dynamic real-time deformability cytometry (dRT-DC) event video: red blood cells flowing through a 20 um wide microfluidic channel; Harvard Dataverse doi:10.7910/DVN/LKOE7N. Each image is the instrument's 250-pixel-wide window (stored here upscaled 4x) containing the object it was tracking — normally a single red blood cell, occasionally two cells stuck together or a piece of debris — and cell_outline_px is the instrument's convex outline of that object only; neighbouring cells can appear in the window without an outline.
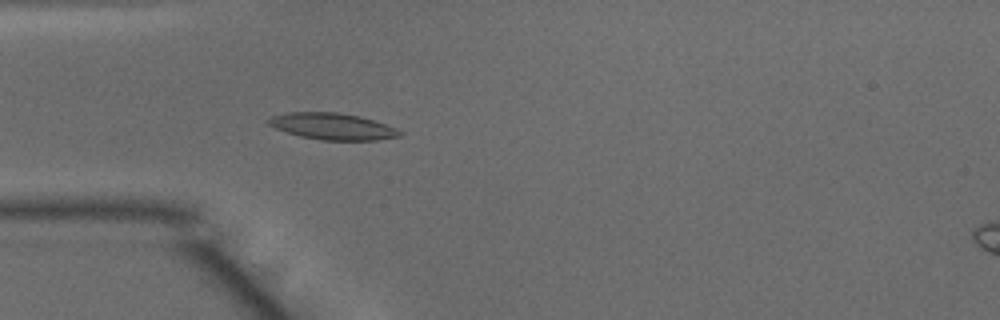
{"species": "common noctule bat (a hibernating species)", "species_latin": "Nyctalus noctula", "temperature_condition": "warm", "stored_images_in_passage": 24, "camera_frame_rate_fps": 3000, "um_per_image_px": 0.085, "animal": {"sex": "male", "body_mass_g": 15.6}, "frame": {"image": 1, "passage_image": 3, "time_ms": 0.667, "image_size_px": [1000, 320], "cell_outline_px": [[404, 132], [400, 136], [376, 140], [320, 140], [300, 136], [276, 128], [268, 124], [264, 120], [272, 116], [288, 112], [336, 112], [360, 116], [396, 128]], "centroid_in_image_um": [28.25, 10.74], "position_along_channel_um": 56.8, "area_um2": 20.23}}
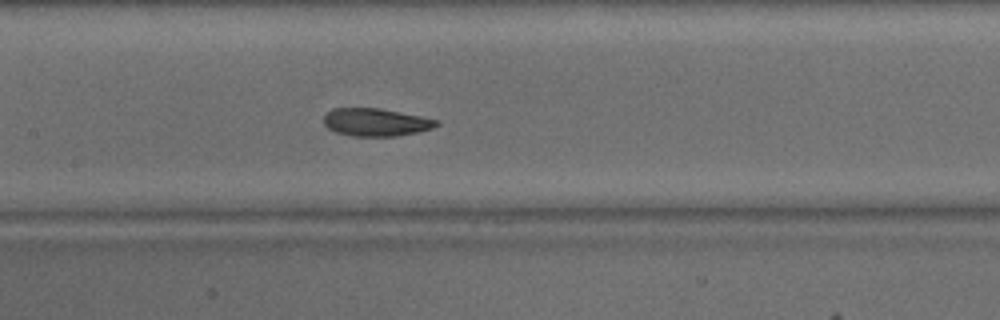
{"frame": {"image": 2, "passage_image": 12, "time_ms": 3.667, "image_size_px": [1000, 320], "cell_outline_px": [[440, 124], [432, 128], [420, 132], [396, 136], [352, 136], [336, 132], [328, 128], [324, 124], [324, 116], [332, 108], [380, 108], [440, 120]], "centroid_in_image_um": [31.97, 10.39], "position_along_channel_um": 175.4, "area_um2": 18.32}}
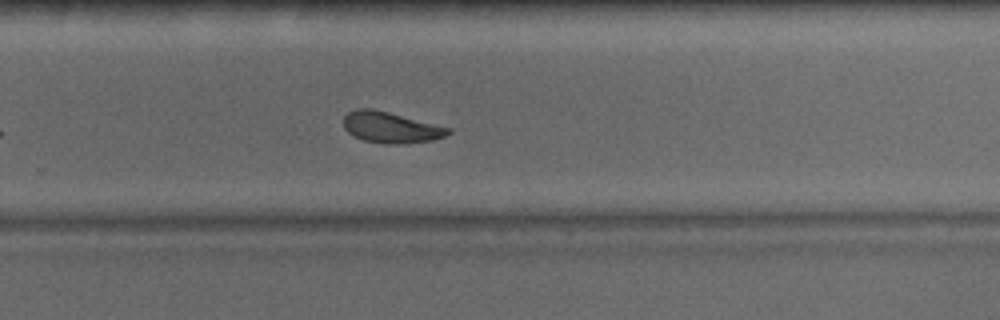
{"frame": {"image": 3, "passage_image": 21, "time_ms": 6.667, "image_size_px": [1000, 320], "cell_outline_px": [[452, 132], [444, 136], [432, 140], [404, 144], [384, 144], [364, 140], [352, 136], [344, 128], [344, 116], [348, 112], [356, 108], [372, 108], [452, 128]], "centroid_in_image_um": [33.21, 10.83], "position_along_channel_um": 296.6, "area_um2": 19.02}}